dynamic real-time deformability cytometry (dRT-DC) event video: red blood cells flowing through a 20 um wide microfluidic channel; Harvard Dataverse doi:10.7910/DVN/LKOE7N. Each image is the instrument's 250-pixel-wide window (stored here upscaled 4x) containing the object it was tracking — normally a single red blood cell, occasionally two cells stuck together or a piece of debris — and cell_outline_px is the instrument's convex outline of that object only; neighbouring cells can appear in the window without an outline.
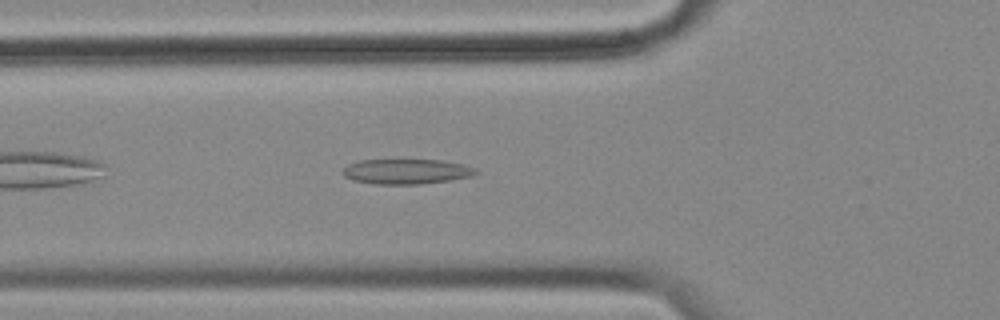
{"species": "common noctule bat (a hibernating species)", "species_latin": "Nyctalus noctula", "temperature_condition": "cold", "stored_images_in_passage": 44, "camera_frame_rate_fps": 3000, "um_per_image_px": 0.085, "animal": {"sex": "female", "body_mass_g": 18.4}, "frame": {"image": 1, "passage_image": 7, "time_ms": 2.0, "image_size_px": [1000, 320], "cell_outline_px": [[476, 172], [468, 176], [448, 180], [420, 184], [372, 184], [352, 180], [344, 176], [340, 172], [348, 164], [360, 160], [440, 160], [460, 164], [476, 168]], "centroid_in_image_um": [34.44, 14.58], "position_along_channel_um": 91.4, "area_um2": 19.19}}
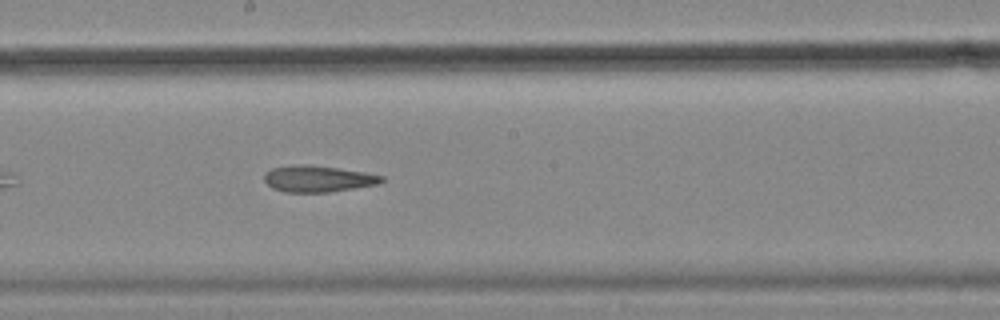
{"frame": {"image": 2, "passage_image": 18, "time_ms": 5.667, "image_size_px": [1000, 320], "cell_outline_px": [[384, 180], [376, 184], [328, 192], [284, 192], [272, 188], [264, 180], [264, 172], [272, 168], [300, 164], [336, 168], [364, 172], [384, 176]], "centroid_in_image_um": [26.98, 15.2], "position_along_channel_um": 221.2, "area_um2": 17.74}}
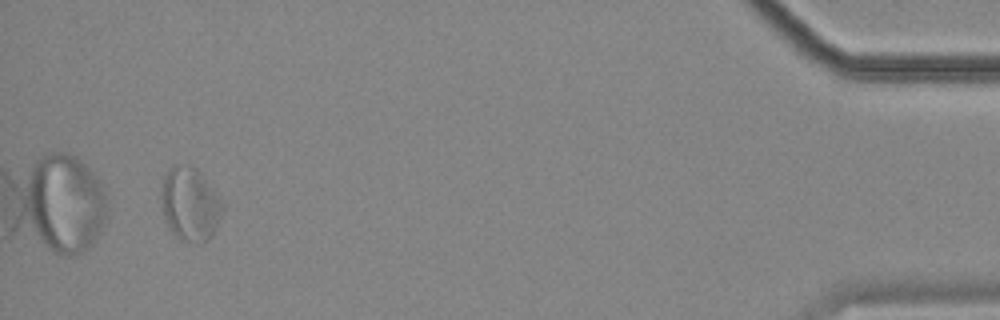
{"frame": {"image": 3, "passage_image": 41, "time_ms": 13.333, "image_size_px": [1000, 320], "cell_outline_px": [[224, 212], [216, 228], [208, 240], [200, 244], [180, 240], [172, 232], [164, 220], [160, 208], [160, 192], [164, 176], [168, 168], [172, 164], [184, 164], [196, 168], [204, 176], [224, 204]], "centroid_in_image_um": [16.13, 17.35], "position_along_channel_um": 419.1, "area_um2": 26.99}, "authors_computed_cell_mechanics": {"area_um2": 19.2185, "velocity_mm_per_s": 3.5365, "shape_relaxation_time_tau1_ms": null, "shape_relaxation_time_tau2_ms": 6.7055, "deformation_change_tau1": null, "deformation_change_tau2": 0.1391}}